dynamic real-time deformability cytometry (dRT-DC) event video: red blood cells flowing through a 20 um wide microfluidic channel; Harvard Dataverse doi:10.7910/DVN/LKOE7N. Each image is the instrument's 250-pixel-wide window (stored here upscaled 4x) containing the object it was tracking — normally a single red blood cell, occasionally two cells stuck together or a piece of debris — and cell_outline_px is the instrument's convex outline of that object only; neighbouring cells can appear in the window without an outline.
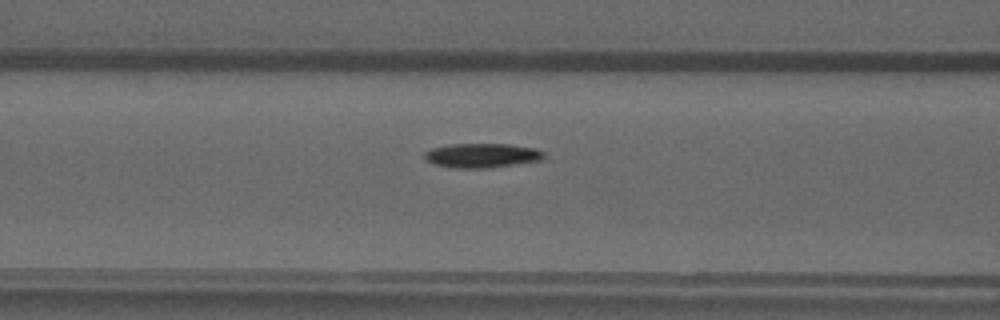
{"species": "common noctule bat (a hibernating species)", "species_latin": "Nyctalus noctula", "temperature_condition": "warm", "stored_images_in_passage": 50, "camera_frame_rate_fps": 3000, "um_per_image_px": 0.085, "animal": {"sex": "male", "forearm_length_mm": 52.5}, "frame": {"image": 1, "passage_image": 21, "time_ms": 6.667, "image_size_px": [1000, 320], "cell_outline_px": [[544, 156], [540, 160], [488, 168], [456, 168], [432, 164], [424, 156], [424, 152], [432, 148], [448, 144], [508, 144], [536, 148], [544, 152]], "centroid_in_image_um": [40.94, 13.21], "position_along_channel_um": 125.7, "area_um2": 16.88}}
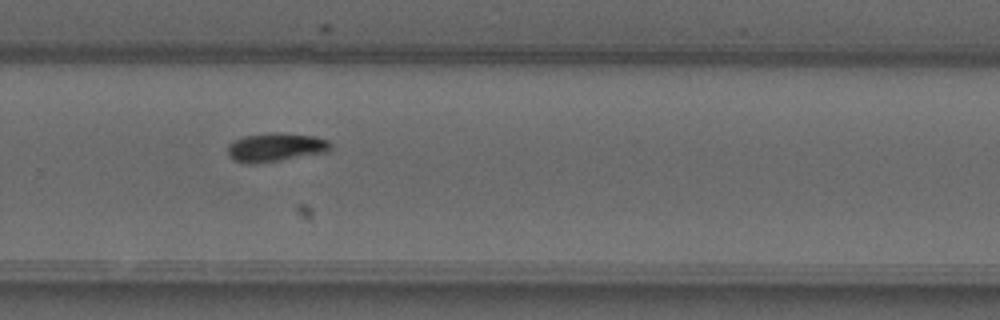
{"frame": {"image": 2, "passage_image": 34, "time_ms": 11.0, "image_size_px": [1000, 320], "cell_outline_px": [[332, 148], [328, 152], [256, 164], [244, 164], [232, 160], [228, 156], [228, 144], [244, 136], [268, 132], [276, 132], [316, 136], [328, 140], [332, 144]], "centroid_in_image_um": [23.43, 12.52], "position_along_channel_um": 306.4, "area_um2": 17.51}}
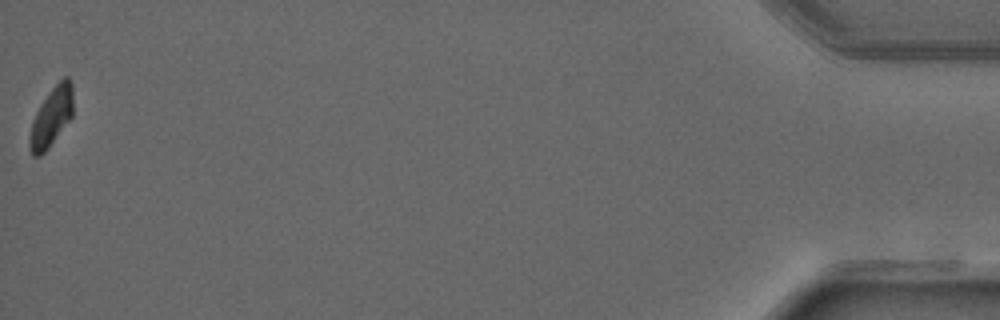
{"frame": {"image": 3, "passage_image": 50, "time_ms": 16.333, "image_size_px": [1000, 320], "cell_outline_px": [[72, 116], [48, 148], [40, 156], [32, 156], [28, 144], [28, 136], [32, 120], [40, 104], [48, 92], [64, 76], [68, 76], [72, 80]], "centroid_in_image_um": [4.34, 9.93], "position_along_channel_um": 430.9, "area_um2": 15.03}}